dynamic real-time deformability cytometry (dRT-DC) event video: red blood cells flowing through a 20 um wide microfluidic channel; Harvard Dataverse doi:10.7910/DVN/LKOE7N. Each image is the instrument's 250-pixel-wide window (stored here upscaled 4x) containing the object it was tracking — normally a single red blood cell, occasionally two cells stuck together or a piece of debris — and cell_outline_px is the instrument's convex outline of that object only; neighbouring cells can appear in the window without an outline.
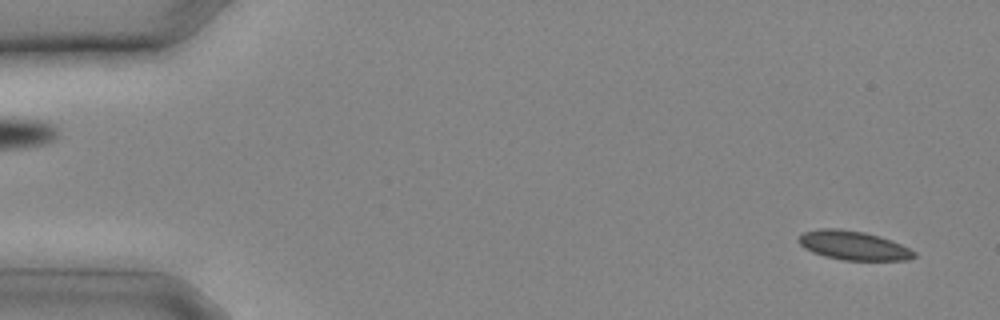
{"species": "common noctule bat (a hibernating species)", "species_latin": "Nyctalus noctula", "temperature_condition": "cold", "stored_images_in_passage": 9, "camera_frame_rate_fps": 3000, "um_per_image_px": 0.085, "animal": {"sex": "male", "body_mass_g": 20.4}, "frame": {"image": 1, "passage_image": 1, "time_ms": 0.0, "image_size_px": [1000, 320], "cell_outline_px": [[916, 256], [908, 260], [844, 260], [824, 256], [812, 252], [804, 248], [796, 240], [804, 232], [820, 228], [840, 228], [864, 232], [880, 236], [900, 244], [916, 252]], "centroid_in_image_um": [72.52, 20.86], "position_along_channel_um": 12.5, "area_um2": 19.54}}
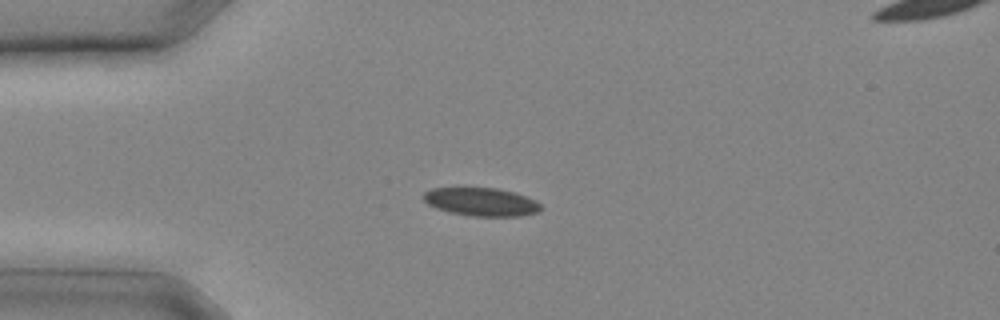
{"frame": {"image": 2, "passage_image": 6, "time_ms": 1.667, "image_size_px": [1000, 320], "cell_outline_px": [[544, 208], [540, 212], [520, 216], [472, 216], [448, 212], [436, 208], [428, 204], [424, 200], [424, 192], [432, 188], [496, 188], [512, 192], [536, 200]], "centroid_in_image_um": [40.93, 17.17], "position_along_channel_um": 44.1, "area_um2": 19.31}}